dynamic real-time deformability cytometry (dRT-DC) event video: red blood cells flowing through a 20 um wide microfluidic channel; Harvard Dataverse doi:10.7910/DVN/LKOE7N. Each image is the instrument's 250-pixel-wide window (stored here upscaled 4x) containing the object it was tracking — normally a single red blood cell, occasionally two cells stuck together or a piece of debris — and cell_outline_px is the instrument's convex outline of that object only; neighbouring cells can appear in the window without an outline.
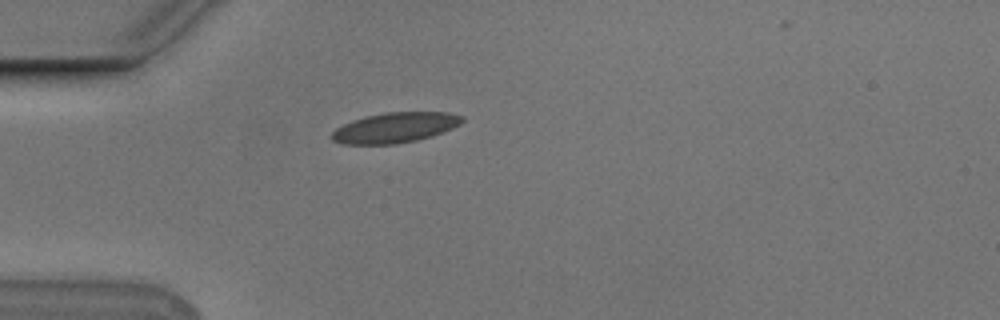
{"species": "Egyptian fruit bat (a non-hibernating species)", "species_latin": "Rousettus aegyptiacus", "temperature_condition": "cold", "stored_images_in_passage": 38, "camera_frame_rate_fps": 3000, "um_per_image_px": 0.085, "animal": {"sex": "male"}, "frame": {"image": 1, "passage_image": 1, "time_ms": 0.0, "image_size_px": [1000, 320], "cell_outline_px": [[464, 120], [460, 124], [452, 128], [432, 136], [416, 140], [396, 144], [344, 144], [332, 140], [332, 132], [336, 128], [352, 120], [364, 116], [384, 112], [448, 112], [464, 116]], "centroid_in_image_um": [33.59, 10.84], "position_along_channel_um": 51.4, "area_um2": 23.0}}
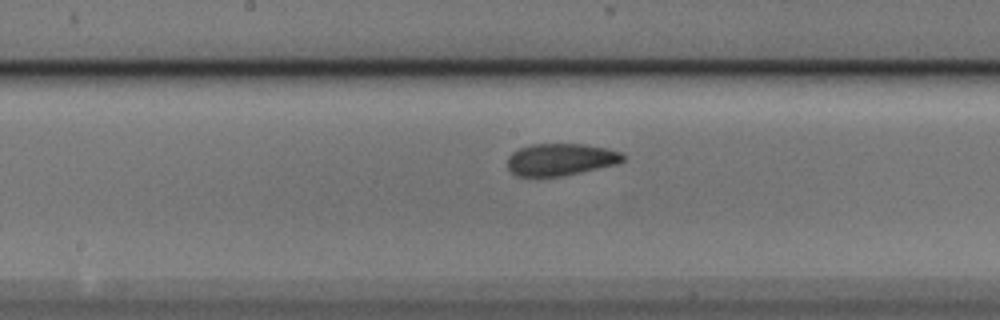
{"frame": {"image": 2, "passage_image": 14, "time_ms": 4.333, "image_size_px": [1000, 320], "cell_outline_px": [[624, 160], [616, 164], [580, 172], [560, 176], [516, 176], [508, 168], [508, 156], [512, 152], [520, 148], [532, 144], [584, 144], [608, 148], [620, 152], [624, 156]], "centroid_in_image_um": [47.64, 13.55], "position_along_channel_um": 200.6, "area_um2": 21.44}}
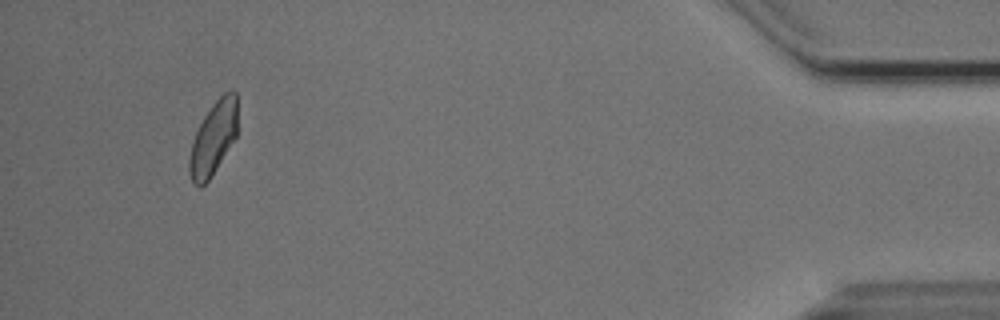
{"frame": {"image": 3, "passage_image": 37, "time_ms": 12.0, "image_size_px": [1000, 320], "cell_outline_px": [[236, 136], [216, 168], [208, 180], [200, 188], [192, 180], [188, 172], [188, 160], [192, 144], [196, 132], [204, 116], [212, 104], [224, 92], [236, 92]], "centroid_in_image_um": [18.1, 11.76], "position_along_channel_um": 417.1, "area_um2": 20.0}}